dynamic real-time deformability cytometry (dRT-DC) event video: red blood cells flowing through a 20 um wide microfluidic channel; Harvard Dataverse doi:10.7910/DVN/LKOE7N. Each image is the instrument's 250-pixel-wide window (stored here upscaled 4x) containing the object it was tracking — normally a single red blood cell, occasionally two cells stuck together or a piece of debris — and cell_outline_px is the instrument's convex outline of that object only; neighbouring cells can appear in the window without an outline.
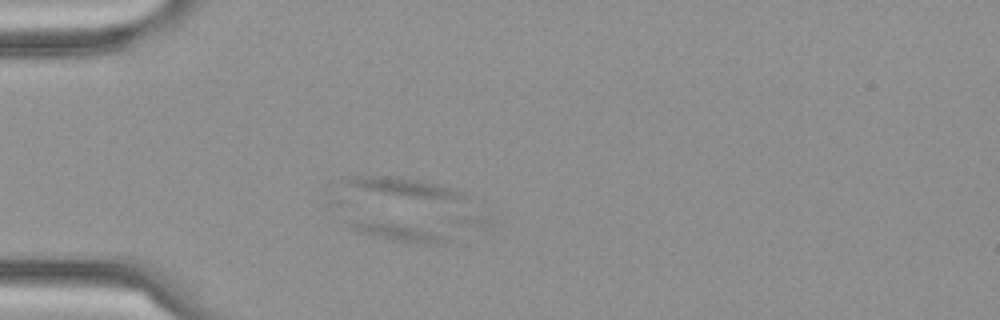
{"species": "Egyptian fruit bat (a non-hibernating species)", "species_latin": "Rousettus aegyptiacus", "temperature_condition": "cold", "stored_images_in_passage": 33, "segment_of_instrument_passage": [1, 3], "camera_frame_rate_fps": 3000, "um_per_image_px": 0.085, "frame": {"image": 1, "passage_image": 1, "time_ms": 0.0, "image_size_px": [1000, 320], "cell_outline_px": [[492, 224], [484, 228], [448, 244], [420, 244], [388, 240], [372, 236], [360, 232], [352, 228], [348, 224], [456, 216], [476, 216], [488, 220]], "centroid_in_image_um": [36.07, 19.49], "position_along_channel_um": 48.9, "area_um2": 19.19}}